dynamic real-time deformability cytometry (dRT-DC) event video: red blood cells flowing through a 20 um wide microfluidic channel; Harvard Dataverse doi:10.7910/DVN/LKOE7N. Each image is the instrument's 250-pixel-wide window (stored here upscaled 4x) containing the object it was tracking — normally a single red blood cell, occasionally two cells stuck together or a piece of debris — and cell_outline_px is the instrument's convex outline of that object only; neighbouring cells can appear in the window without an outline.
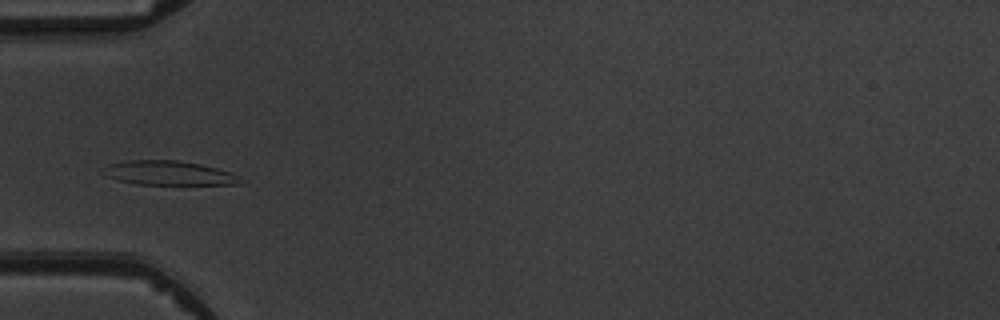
{"species": "common noctule bat (a hibernating species)", "species_latin": "Nyctalus noctula", "temperature_condition": "warm", "stored_images_in_passage": 6, "camera_frame_rate_fps": 3000, "um_per_image_px": 0.085, "animal": {"sex": "male", "body_mass_g": 19.5, "forearm_length_mm": 54.6}, "frame": {"image": 1, "passage_image": 6, "time_ms": 5.667, "image_size_px": [1000, 320], "cell_outline_px": [[248, 180], [240, 184], [136, 184], [104, 176], [100, 172], [100, 168], [108, 164], [128, 160], [176, 160], [200, 164], [232, 172]], "centroid_in_image_um": [14.34, 14.7], "position_along_channel_um": 70.7, "area_um2": 19.65}}